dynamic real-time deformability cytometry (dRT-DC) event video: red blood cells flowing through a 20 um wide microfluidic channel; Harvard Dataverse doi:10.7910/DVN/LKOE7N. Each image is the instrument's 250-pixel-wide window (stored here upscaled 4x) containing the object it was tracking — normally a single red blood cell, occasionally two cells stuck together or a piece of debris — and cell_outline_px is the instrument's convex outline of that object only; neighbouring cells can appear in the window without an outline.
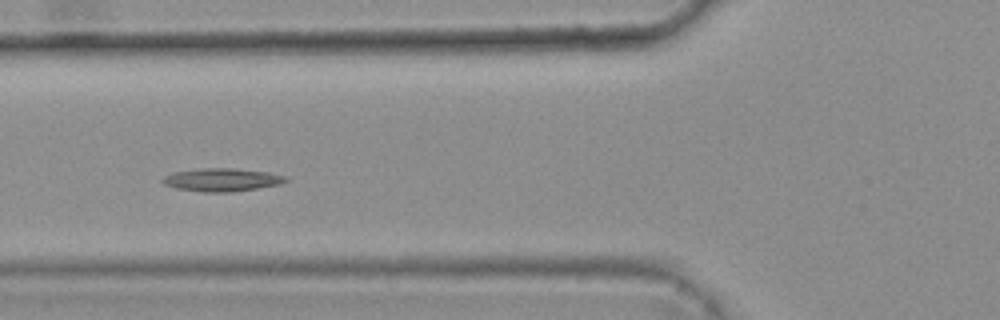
{"species": "common noctule bat (a hibernating species)", "species_latin": "Nyctalus noctula", "temperature_condition": "warm", "stored_images_in_passage": 6, "camera_frame_rate_fps": 3000, "um_per_image_px": 0.085, "animal": {"sex": "female", "body_mass_g": 25.1}, "frame": {"image": 1, "passage_image": 5, "time_ms": 1.333, "image_size_px": [1000, 320], "cell_outline_px": [[288, 180], [280, 184], [232, 192], [204, 192], [176, 188], [164, 184], [160, 180], [164, 176], [172, 172], [196, 168], [236, 168], [268, 172], [288, 176]], "centroid_in_image_um": [18.84, 15.27], "position_along_channel_um": 107.0, "area_um2": 16.7}}
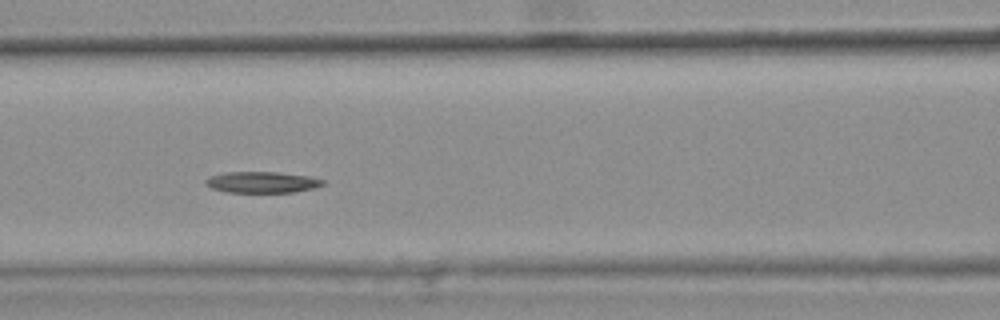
{"frame": {"image": 2, "passage_image": 6, "time_ms": 1.667, "image_size_px": [1000, 320], "cell_outline_px": [[328, 180], [324, 184], [316, 188], [292, 192], [224, 192], [212, 188], [204, 184], [204, 180], [208, 176], [224, 172], [276, 172], [308, 176]], "centroid_in_image_um": [22.26, 15.48], "position_along_channel_um": 144.3, "area_um2": 14.68}}